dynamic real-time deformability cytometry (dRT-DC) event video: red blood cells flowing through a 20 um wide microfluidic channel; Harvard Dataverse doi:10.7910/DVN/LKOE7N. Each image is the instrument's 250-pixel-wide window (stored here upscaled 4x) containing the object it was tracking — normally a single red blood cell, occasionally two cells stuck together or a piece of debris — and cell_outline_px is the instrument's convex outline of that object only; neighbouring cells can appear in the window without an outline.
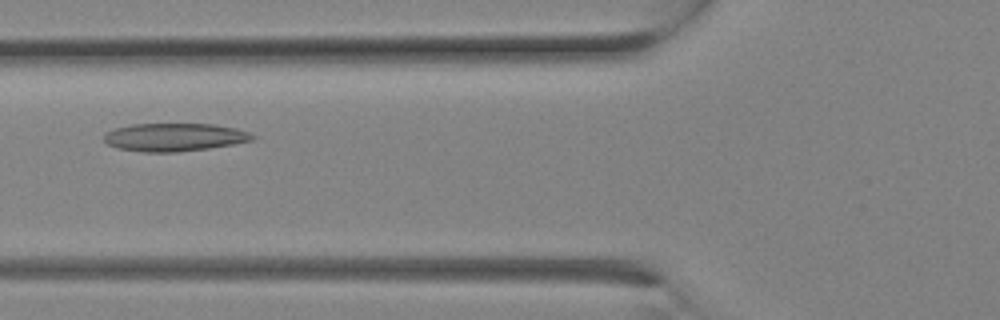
{"species": "Egyptian fruit bat (a non-hibernating species)", "species_latin": "Rousettus aegyptiacus", "temperature_condition": "room temperature", "stored_images_in_passage": 4, "camera_frame_rate_fps": 3000, "um_per_image_px": 0.085, "animal": {"sex": "female"}, "frame": {"image": 1, "passage_image": 3, "time_ms": 0.667, "image_size_px": [1000, 320], "cell_outline_px": [[256, 136], [252, 140], [232, 144], [208, 148], [176, 152], [144, 152], [120, 148], [108, 144], [104, 140], [104, 132], [116, 128], [132, 124], [212, 124], [236, 128], [248, 132]], "centroid_in_image_um": [14.81, 11.65], "position_along_channel_um": 111.0, "area_um2": 24.04}}